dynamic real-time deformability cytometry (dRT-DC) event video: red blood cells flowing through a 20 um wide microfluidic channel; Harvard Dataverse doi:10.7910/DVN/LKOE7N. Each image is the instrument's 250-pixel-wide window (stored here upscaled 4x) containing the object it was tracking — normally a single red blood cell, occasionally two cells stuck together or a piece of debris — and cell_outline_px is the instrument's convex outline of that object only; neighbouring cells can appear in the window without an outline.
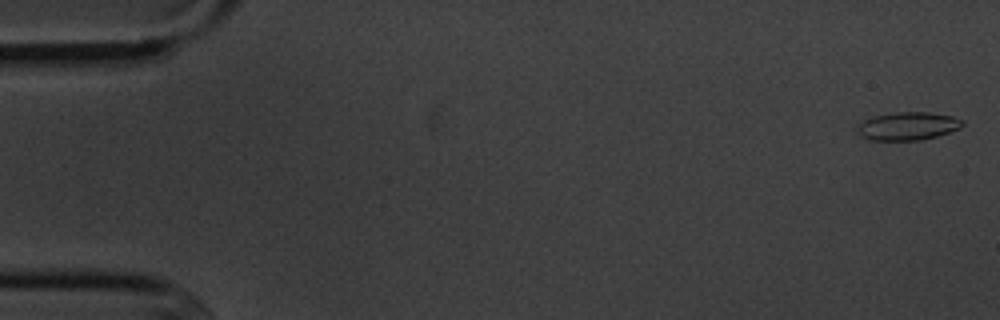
{"species": "common noctule bat (a hibernating species)", "species_latin": "Nyctalus noctula", "temperature_condition": "cold", "stored_images_in_passage": 5, "camera_frame_rate_fps": 3000, "um_per_image_px": 0.085, "animal": {"sex": "male", "body_mass_g": 20.1, "forearm_length_mm": 53.5}, "frame": {"image": 1, "passage_image": 1, "time_ms": 0.0, "image_size_px": [1000, 320], "cell_outline_px": [[964, 124], [960, 128], [936, 136], [920, 140], [872, 140], [860, 136], [856, 132], [856, 128], [864, 120], [872, 116], [896, 112], [928, 112], [952, 116], [964, 120]], "centroid_in_image_um": [77.15, 10.71], "position_along_channel_um": 7.9, "area_um2": 17.22}}
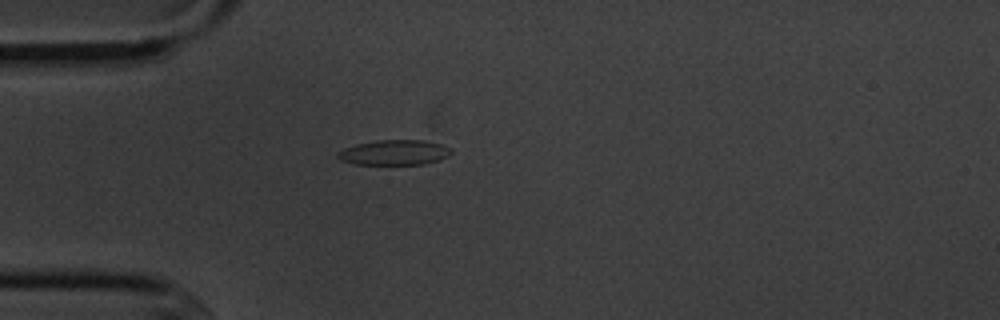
{"frame": {"image": 2, "passage_image": 5, "time_ms": 4.667, "image_size_px": [1000, 320], "cell_outline_px": [[452, 152], [448, 156], [424, 164], [352, 164], [340, 160], [336, 156], [336, 152], [344, 148], [356, 144], [376, 140], [424, 140], [444, 144], [452, 148]], "centroid_in_image_um": [33.5, 12.95], "position_along_channel_um": 51.5, "area_um2": 16.76}}